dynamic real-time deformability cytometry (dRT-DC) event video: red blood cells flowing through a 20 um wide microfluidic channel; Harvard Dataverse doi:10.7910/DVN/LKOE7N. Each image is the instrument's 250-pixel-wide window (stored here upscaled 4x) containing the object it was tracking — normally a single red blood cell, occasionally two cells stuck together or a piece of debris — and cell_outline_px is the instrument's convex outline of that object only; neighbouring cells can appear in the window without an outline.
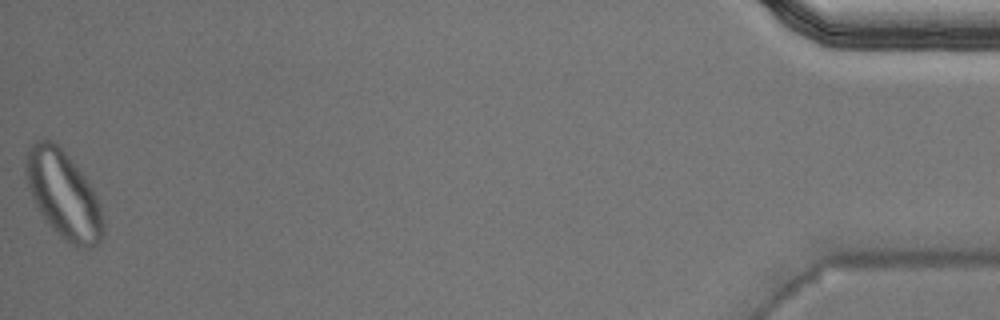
{"species": "Egyptian fruit bat (a non-hibernating species)", "species_latin": "Rousettus aegyptiacus", "temperature_condition": "warm", "stored_images_in_passage": 50, "segment_of_instrument_passage": [2, 2], "camera_frame_rate_fps": 3000, "um_per_image_px": 0.085, "animal": {"sex": "male"}, "frame": {"image": 1, "passage_image": 50, "time_ms": 16.333, "image_size_px": [1000, 320], "cell_outline_px": [[104, 236], [96, 244], [88, 248], [76, 248], [60, 236], [52, 228], [36, 204], [32, 196], [28, 184], [28, 152], [32, 144], [36, 140], [52, 140], [64, 152], [84, 176], [92, 188], [100, 204], [104, 224]], "centroid_in_image_um": [5.46, 16.61], "position_along_channel_um": 429.7, "area_um2": 38.26}}